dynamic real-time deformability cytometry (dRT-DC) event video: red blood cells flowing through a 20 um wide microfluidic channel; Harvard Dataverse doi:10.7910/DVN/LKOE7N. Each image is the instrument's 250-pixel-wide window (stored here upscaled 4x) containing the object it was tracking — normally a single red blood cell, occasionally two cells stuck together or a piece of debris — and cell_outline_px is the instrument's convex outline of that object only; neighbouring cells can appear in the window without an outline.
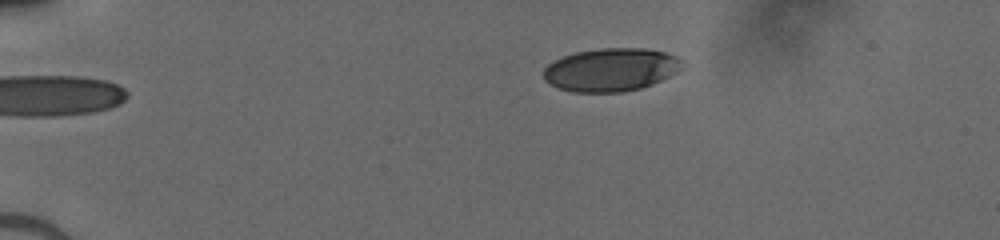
{"species": "human", "species_latin": "Homo sapiens", "temperature_condition": "cold", "stored_images_in_passage": 41, "camera_frame_rate_fps": 3000, "um_per_image_px": 0.085, "donor": {"sex": "male"}, "frame": {"image": 1, "passage_image": 1, "time_ms": 0.0, "image_size_px": [1000, 240], "cell_outline_px": [[680, 68], [676, 72], [652, 84], [640, 88], [620, 92], [572, 92], [560, 88], [544, 80], [544, 68], [552, 60], [576, 52], [600, 48], [644, 48], [664, 52], [676, 56], [680, 60]], "centroid_in_image_um": [51.88, 5.92], "position_along_channel_um": 33.1, "area_um2": 34.51}}
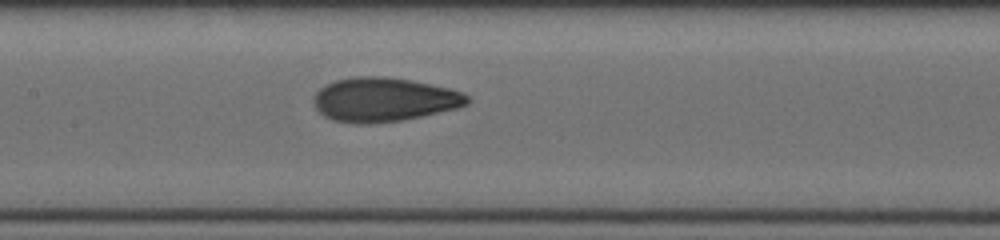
{"frame": {"image": 2, "passage_image": 17, "time_ms": 5.333, "image_size_px": [1000, 240], "cell_outline_px": [[468, 104], [456, 108], [420, 116], [400, 120], [368, 124], [356, 124], [332, 120], [324, 116], [312, 104], [312, 96], [324, 84], [336, 80], [356, 76], [388, 76], [412, 80], [452, 88], [464, 92], [468, 96]], "centroid_in_image_um": [32.6, 8.45], "position_along_channel_um": 174.8, "area_um2": 39.77}}
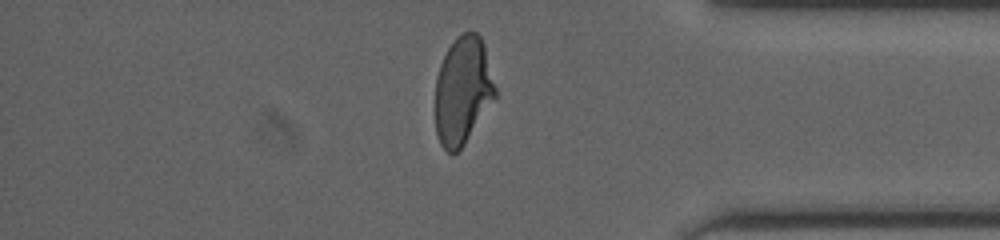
{"frame": {"image": 3, "passage_image": 34, "time_ms": 11.0, "image_size_px": [1000, 240], "cell_outline_px": [[496, 96], [464, 144], [456, 152], [448, 152], [440, 144], [436, 132], [436, 76], [440, 64], [448, 48], [456, 36], [464, 32], [476, 32], [480, 36], [484, 44], [496, 88]], "centroid_in_image_um": [39.33, 7.67], "position_along_channel_um": 395.9, "area_um2": 37.34}}